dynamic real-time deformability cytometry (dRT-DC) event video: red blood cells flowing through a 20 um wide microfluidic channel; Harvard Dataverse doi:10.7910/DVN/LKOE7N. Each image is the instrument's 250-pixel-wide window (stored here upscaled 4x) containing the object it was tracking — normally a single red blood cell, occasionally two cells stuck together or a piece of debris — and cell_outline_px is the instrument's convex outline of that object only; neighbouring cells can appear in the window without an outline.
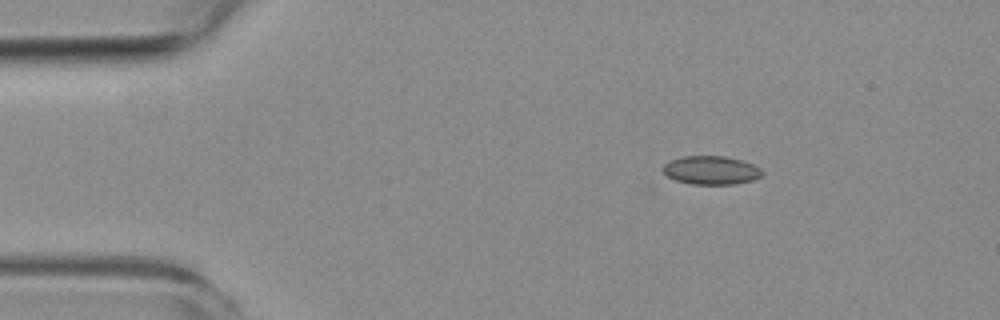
{"species": "common noctule bat (a hibernating species)", "species_latin": "Nyctalus noctula", "temperature_condition": "room temperature", "stored_images_in_passage": 3, "camera_frame_rate_fps": 3000, "um_per_image_px": 0.085, "animal": {"sex": "female", "body_mass_g": 19.3, "forearm_length_mm": 54.1}, "frame": {"image": 1, "passage_image": 1, "time_ms": 0.0, "image_size_px": [1000, 320], "cell_outline_px": [[764, 172], [760, 176], [752, 180], [732, 184], [692, 184], [676, 180], [668, 176], [660, 168], [664, 164], [672, 160], [684, 156], [724, 156], [740, 160], [752, 164], [760, 168]], "centroid_in_image_um": [60.43, 14.47], "position_along_channel_um": 24.6, "area_um2": 16.3}}